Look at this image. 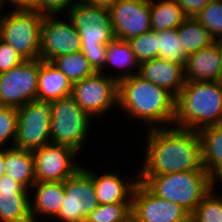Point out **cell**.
Listing matches in <instances>:
<instances>
[{"label":"cell","instance_id":"1","mask_svg":"<svg viewBox=\"0 0 222 222\" xmlns=\"http://www.w3.org/2000/svg\"><path fill=\"white\" fill-rule=\"evenodd\" d=\"M146 131V153L139 176L206 171L202 165L198 131L176 126Z\"/></svg>","mask_w":222,"mask_h":222},{"label":"cell","instance_id":"2","mask_svg":"<svg viewBox=\"0 0 222 222\" xmlns=\"http://www.w3.org/2000/svg\"><path fill=\"white\" fill-rule=\"evenodd\" d=\"M118 107L127 118L144 122L148 130L169 127L175 120L176 97L135 74L118 82Z\"/></svg>","mask_w":222,"mask_h":222},{"label":"cell","instance_id":"3","mask_svg":"<svg viewBox=\"0 0 222 222\" xmlns=\"http://www.w3.org/2000/svg\"><path fill=\"white\" fill-rule=\"evenodd\" d=\"M222 123V87L217 81H186L176 97L173 126L199 131Z\"/></svg>","mask_w":222,"mask_h":222},{"label":"cell","instance_id":"4","mask_svg":"<svg viewBox=\"0 0 222 222\" xmlns=\"http://www.w3.org/2000/svg\"><path fill=\"white\" fill-rule=\"evenodd\" d=\"M139 181L155 196L176 203L190 215L216 184L207 171L139 176Z\"/></svg>","mask_w":222,"mask_h":222},{"label":"cell","instance_id":"5","mask_svg":"<svg viewBox=\"0 0 222 222\" xmlns=\"http://www.w3.org/2000/svg\"><path fill=\"white\" fill-rule=\"evenodd\" d=\"M43 17L36 10L4 13L0 18V40L11 45L24 60L40 58Z\"/></svg>","mask_w":222,"mask_h":222},{"label":"cell","instance_id":"6","mask_svg":"<svg viewBox=\"0 0 222 222\" xmlns=\"http://www.w3.org/2000/svg\"><path fill=\"white\" fill-rule=\"evenodd\" d=\"M91 121L92 118L71 95L53 100L51 143L70 147L79 153L89 135Z\"/></svg>","mask_w":222,"mask_h":222},{"label":"cell","instance_id":"7","mask_svg":"<svg viewBox=\"0 0 222 222\" xmlns=\"http://www.w3.org/2000/svg\"><path fill=\"white\" fill-rule=\"evenodd\" d=\"M53 100L34 101L17 108V134L14 147L36 150L51 143L50 129Z\"/></svg>","mask_w":222,"mask_h":222},{"label":"cell","instance_id":"8","mask_svg":"<svg viewBox=\"0 0 222 222\" xmlns=\"http://www.w3.org/2000/svg\"><path fill=\"white\" fill-rule=\"evenodd\" d=\"M81 39V48L99 47L115 39L108 7L78 0L65 14Z\"/></svg>","mask_w":222,"mask_h":222},{"label":"cell","instance_id":"9","mask_svg":"<svg viewBox=\"0 0 222 222\" xmlns=\"http://www.w3.org/2000/svg\"><path fill=\"white\" fill-rule=\"evenodd\" d=\"M108 73L95 72L72 84L71 96L91 118H102L118 105V82Z\"/></svg>","mask_w":222,"mask_h":222},{"label":"cell","instance_id":"10","mask_svg":"<svg viewBox=\"0 0 222 222\" xmlns=\"http://www.w3.org/2000/svg\"><path fill=\"white\" fill-rule=\"evenodd\" d=\"M40 58L0 73V105L22 107L37 98Z\"/></svg>","mask_w":222,"mask_h":222},{"label":"cell","instance_id":"11","mask_svg":"<svg viewBox=\"0 0 222 222\" xmlns=\"http://www.w3.org/2000/svg\"><path fill=\"white\" fill-rule=\"evenodd\" d=\"M64 183V200L57 220L61 222H84L86 216L98 207L94 183L91 176L81 167Z\"/></svg>","mask_w":222,"mask_h":222},{"label":"cell","instance_id":"12","mask_svg":"<svg viewBox=\"0 0 222 222\" xmlns=\"http://www.w3.org/2000/svg\"><path fill=\"white\" fill-rule=\"evenodd\" d=\"M32 152L36 182H63L82 167L79 153L67 146L49 143Z\"/></svg>","mask_w":222,"mask_h":222},{"label":"cell","instance_id":"13","mask_svg":"<svg viewBox=\"0 0 222 222\" xmlns=\"http://www.w3.org/2000/svg\"><path fill=\"white\" fill-rule=\"evenodd\" d=\"M56 16V17H55ZM61 20L58 15H44L41 24L40 59L54 58L81 51V39L71 20Z\"/></svg>","mask_w":222,"mask_h":222},{"label":"cell","instance_id":"14","mask_svg":"<svg viewBox=\"0 0 222 222\" xmlns=\"http://www.w3.org/2000/svg\"><path fill=\"white\" fill-rule=\"evenodd\" d=\"M115 39L128 41L150 30V0H118L108 7Z\"/></svg>","mask_w":222,"mask_h":222},{"label":"cell","instance_id":"15","mask_svg":"<svg viewBox=\"0 0 222 222\" xmlns=\"http://www.w3.org/2000/svg\"><path fill=\"white\" fill-rule=\"evenodd\" d=\"M132 217L137 222H186L190 214L176 203L155 196L139 181L132 195Z\"/></svg>","mask_w":222,"mask_h":222},{"label":"cell","instance_id":"16","mask_svg":"<svg viewBox=\"0 0 222 222\" xmlns=\"http://www.w3.org/2000/svg\"><path fill=\"white\" fill-rule=\"evenodd\" d=\"M30 190L7 175L0 178V222H33Z\"/></svg>","mask_w":222,"mask_h":222},{"label":"cell","instance_id":"17","mask_svg":"<svg viewBox=\"0 0 222 222\" xmlns=\"http://www.w3.org/2000/svg\"><path fill=\"white\" fill-rule=\"evenodd\" d=\"M82 168L91 176L99 205L113 203H132V195L135 186L139 182V174L126 181L116 172L95 173L88 167Z\"/></svg>","mask_w":222,"mask_h":222},{"label":"cell","instance_id":"18","mask_svg":"<svg viewBox=\"0 0 222 222\" xmlns=\"http://www.w3.org/2000/svg\"><path fill=\"white\" fill-rule=\"evenodd\" d=\"M222 66V42L215 41L210 46L187 56L184 63L186 81H216Z\"/></svg>","mask_w":222,"mask_h":222},{"label":"cell","instance_id":"19","mask_svg":"<svg viewBox=\"0 0 222 222\" xmlns=\"http://www.w3.org/2000/svg\"><path fill=\"white\" fill-rule=\"evenodd\" d=\"M139 76L165 88L177 97L186 83L184 64L169 62L161 58L139 64Z\"/></svg>","mask_w":222,"mask_h":222},{"label":"cell","instance_id":"20","mask_svg":"<svg viewBox=\"0 0 222 222\" xmlns=\"http://www.w3.org/2000/svg\"><path fill=\"white\" fill-rule=\"evenodd\" d=\"M33 200L30 199V215L33 222L38 216L54 217L58 215L64 200L63 182H35ZM32 200V202H31ZM46 215V216H45Z\"/></svg>","mask_w":222,"mask_h":222},{"label":"cell","instance_id":"21","mask_svg":"<svg viewBox=\"0 0 222 222\" xmlns=\"http://www.w3.org/2000/svg\"><path fill=\"white\" fill-rule=\"evenodd\" d=\"M199 132L203 168L216 182H222V123L202 128Z\"/></svg>","mask_w":222,"mask_h":222},{"label":"cell","instance_id":"22","mask_svg":"<svg viewBox=\"0 0 222 222\" xmlns=\"http://www.w3.org/2000/svg\"><path fill=\"white\" fill-rule=\"evenodd\" d=\"M5 175L31 190L35 184V161L33 152L16 147L4 148Z\"/></svg>","mask_w":222,"mask_h":222},{"label":"cell","instance_id":"23","mask_svg":"<svg viewBox=\"0 0 222 222\" xmlns=\"http://www.w3.org/2000/svg\"><path fill=\"white\" fill-rule=\"evenodd\" d=\"M71 91L72 84L64 73L50 61L40 59L37 98L41 100H56L70 96Z\"/></svg>","mask_w":222,"mask_h":222},{"label":"cell","instance_id":"24","mask_svg":"<svg viewBox=\"0 0 222 222\" xmlns=\"http://www.w3.org/2000/svg\"><path fill=\"white\" fill-rule=\"evenodd\" d=\"M108 66L110 68L113 66L112 68L114 69L117 67L119 73L117 72V74L113 76L117 82L139 73V63L128 41L114 39L107 44L104 68ZM125 68L126 71L123 70ZM128 69L130 70L128 71ZM131 69L134 70V72Z\"/></svg>","mask_w":222,"mask_h":222},{"label":"cell","instance_id":"25","mask_svg":"<svg viewBox=\"0 0 222 222\" xmlns=\"http://www.w3.org/2000/svg\"><path fill=\"white\" fill-rule=\"evenodd\" d=\"M153 31L177 29L187 18L175 0H150Z\"/></svg>","mask_w":222,"mask_h":222},{"label":"cell","instance_id":"26","mask_svg":"<svg viewBox=\"0 0 222 222\" xmlns=\"http://www.w3.org/2000/svg\"><path fill=\"white\" fill-rule=\"evenodd\" d=\"M177 32L187 55L215 42L210 33L195 18H186L177 28Z\"/></svg>","mask_w":222,"mask_h":222},{"label":"cell","instance_id":"27","mask_svg":"<svg viewBox=\"0 0 222 222\" xmlns=\"http://www.w3.org/2000/svg\"><path fill=\"white\" fill-rule=\"evenodd\" d=\"M51 63L64 73L71 84L79 82L95 73L81 51L58 56Z\"/></svg>","mask_w":222,"mask_h":222},{"label":"cell","instance_id":"28","mask_svg":"<svg viewBox=\"0 0 222 222\" xmlns=\"http://www.w3.org/2000/svg\"><path fill=\"white\" fill-rule=\"evenodd\" d=\"M159 58L184 64L187 54L179 40L177 29L158 31Z\"/></svg>","mask_w":222,"mask_h":222},{"label":"cell","instance_id":"29","mask_svg":"<svg viewBox=\"0 0 222 222\" xmlns=\"http://www.w3.org/2000/svg\"><path fill=\"white\" fill-rule=\"evenodd\" d=\"M132 217V203L98 205L84 222H127Z\"/></svg>","mask_w":222,"mask_h":222},{"label":"cell","instance_id":"30","mask_svg":"<svg viewBox=\"0 0 222 222\" xmlns=\"http://www.w3.org/2000/svg\"><path fill=\"white\" fill-rule=\"evenodd\" d=\"M215 186L204 196L200 204L190 215L197 222H222V194L213 191ZM214 194V195H213Z\"/></svg>","mask_w":222,"mask_h":222},{"label":"cell","instance_id":"31","mask_svg":"<svg viewBox=\"0 0 222 222\" xmlns=\"http://www.w3.org/2000/svg\"><path fill=\"white\" fill-rule=\"evenodd\" d=\"M158 31L150 30L128 40L138 63L159 58Z\"/></svg>","mask_w":222,"mask_h":222},{"label":"cell","instance_id":"32","mask_svg":"<svg viewBox=\"0 0 222 222\" xmlns=\"http://www.w3.org/2000/svg\"><path fill=\"white\" fill-rule=\"evenodd\" d=\"M195 19L215 41L222 42V0H212Z\"/></svg>","mask_w":222,"mask_h":222},{"label":"cell","instance_id":"33","mask_svg":"<svg viewBox=\"0 0 222 222\" xmlns=\"http://www.w3.org/2000/svg\"><path fill=\"white\" fill-rule=\"evenodd\" d=\"M17 108L0 105V148H5L8 140L12 143L9 147H14L17 134Z\"/></svg>","mask_w":222,"mask_h":222},{"label":"cell","instance_id":"34","mask_svg":"<svg viewBox=\"0 0 222 222\" xmlns=\"http://www.w3.org/2000/svg\"><path fill=\"white\" fill-rule=\"evenodd\" d=\"M24 59L9 44L0 40V73L18 66Z\"/></svg>","mask_w":222,"mask_h":222},{"label":"cell","instance_id":"35","mask_svg":"<svg viewBox=\"0 0 222 222\" xmlns=\"http://www.w3.org/2000/svg\"><path fill=\"white\" fill-rule=\"evenodd\" d=\"M107 44H101L99 47L81 48L90 66L95 72L105 73L104 65L106 62Z\"/></svg>","mask_w":222,"mask_h":222},{"label":"cell","instance_id":"36","mask_svg":"<svg viewBox=\"0 0 222 222\" xmlns=\"http://www.w3.org/2000/svg\"><path fill=\"white\" fill-rule=\"evenodd\" d=\"M78 0H37V11L43 15H57L63 10H68ZM68 8V9H67Z\"/></svg>","mask_w":222,"mask_h":222},{"label":"cell","instance_id":"37","mask_svg":"<svg viewBox=\"0 0 222 222\" xmlns=\"http://www.w3.org/2000/svg\"><path fill=\"white\" fill-rule=\"evenodd\" d=\"M187 18H195L212 0H175Z\"/></svg>","mask_w":222,"mask_h":222},{"label":"cell","instance_id":"38","mask_svg":"<svg viewBox=\"0 0 222 222\" xmlns=\"http://www.w3.org/2000/svg\"><path fill=\"white\" fill-rule=\"evenodd\" d=\"M8 1L10 2L13 10L22 11V10H36L37 11V0H1L2 6Z\"/></svg>","mask_w":222,"mask_h":222},{"label":"cell","instance_id":"39","mask_svg":"<svg viewBox=\"0 0 222 222\" xmlns=\"http://www.w3.org/2000/svg\"><path fill=\"white\" fill-rule=\"evenodd\" d=\"M83 1L90 3V4L109 7L113 4H115L118 0H83Z\"/></svg>","mask_w":222,"mask_h":222},{"label":"cell","instance_id":"40","mask_svg":"<svg viewBox=\"0 0 222 222\" xmlns=\"http://www.w3.org/2000/svg\"><path fill=\"white\" fill-rule=\"evenodd\" d=\"M5 174L4 148H0V178Z\"/></svg>","mask_w":222,"mask_h":222},{"label":"cell","instance_id":"41","mask_svg":"<svg viewBox=\"0 0 222 222\" xmlns=\"http://www.w3.org/2000/svg\"><path fill=\"white\" fill-rule=\"evenodd\" d=\"M216 81H217V82L220 84V86L222 87V66H221V70H220L219 76H218V78H217Z\"/></svg>","mask_w":222,"mask_h":222},{"label":"cell","instance_id":"42","mask_svg":"<svg viewBox=\"0 0 222 222\" xmlns=\"http://www.w3.org/2000/svg\"><path fill=\"white\" fill-rule=\"evenodd\" d=\"M186 222H197V221H195V220L190 216Z\"/></svg>","mask_w":222,"mask_h":222},{"label":"cell","instance_id":"43","mask_svg":"<svg viewBox=\"0 0 222 222\" xmlns=\"http://www.w3.org/2000/svg\"><path fill=\"white\" fill-rule=\"evenodd\" d=\"M3 7H4V6H2L1 0H0V14L3 12V11H2ZM1 17H2V16L0 15V18H1Z\"/></svg>","mask_w":222,"mask_h":222},{"label":"cell","instance_id":"44","mask_svg":"<svg viewBox=\"0 0 222 222\" xmlns=\"http://www.w3.org/2000/svg\"><path fill=\"white\" fill-rule=\"evenodd\" d=\"M127 222H137L133 217H131Z\"/></svg>","mask_w":222,"mask_h":222}]
</instances>
